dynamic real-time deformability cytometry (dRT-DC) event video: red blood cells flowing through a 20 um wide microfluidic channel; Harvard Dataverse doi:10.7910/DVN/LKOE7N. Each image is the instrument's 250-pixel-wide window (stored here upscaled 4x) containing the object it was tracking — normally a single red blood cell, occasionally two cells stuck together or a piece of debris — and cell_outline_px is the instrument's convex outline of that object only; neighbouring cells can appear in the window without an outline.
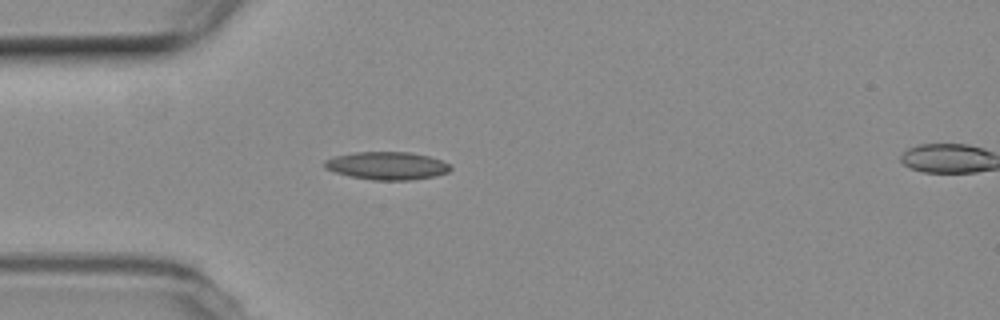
{"species": "common noctule bat (a hibernating species)", "species_latin": "Nyctalus noctula", "temperature_condition": "room temperature", "stored_images_in_passage": 29, "camera_frame_rate_fps": 3000, "um_per_image_px": 0.085, "animal": {"sex": "female", "body_mass_g": 19.3, "forearm_length_mm": 54.1}, "frame": {"image": 1, "passage_image": 1, "time_ms": 0.0, "image_size_px": [1000, 320], "cell_outline_px": [[452, 168], [448, 172], [432, 176], [412, 180], [372, 180], [352, 176], [336, 172], [324, 168], [324, 160], [336, 156], [352, 152], [408, 152], [428, 156], [440, 160], [448, 164]], "centroid_in_image_um": [32.87, 14.08], "position_along_channel_um": 52.1, "area_um2": 20.23}}
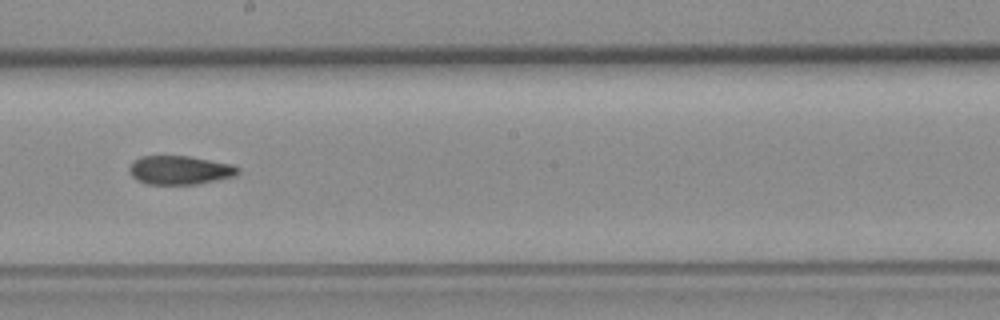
{"frame": {"image": 2, "passage_image": 16, "time_ms": 5.0, "image_size_px": [1000, 320], "cell_outline_px": [[240, 172], [236, 176], [200, 184], [148, 184], [136, 180], [132, 176], [128, 168], [132, 160], [140, 156], [188, 156], [232, 164], [240, 168]], "centroid_in_image_um": [15.29, 14.46], "position_along_channel_um": 232.9, "area_um2": 18.44}}
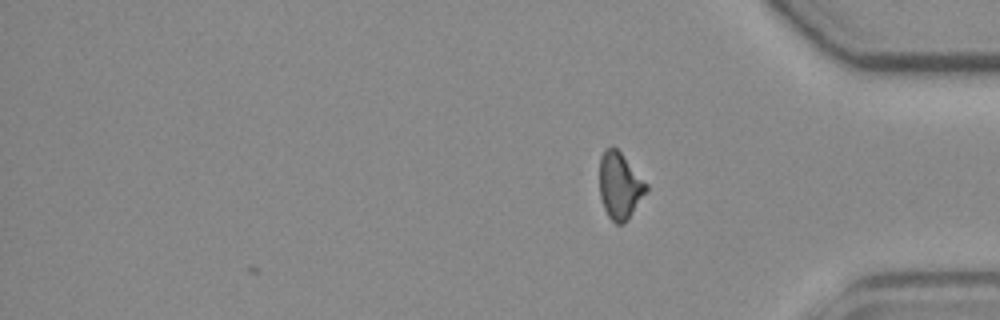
{"frame": {"image": 3, "passage_image": 29, "time_ms": 9.333, "image_size_px": [1000, 320], "cell_outline_px": [[648, 192], [624, 224], [616, 224], [608, 216], [604, 208], [600, 196], [600, 156], [608, 148], [616, 148], [620, 152], [648, 184]], "centroid_in_image_um": [52.7, 15.82], "position_along_channel_um": 382.5, "area_um2": 18.03}, "authors_computed_cell_mechanics": {"area_um2": 18.785, "velocity_mm_per_s": 3.7627, "shape_relaxation_time_tau1_ms": null, "shape_relaxation_time_tau2_ms": 3.3417, "deformation_change_tau1": null, "deformation_change_tau2": 0.0932}}